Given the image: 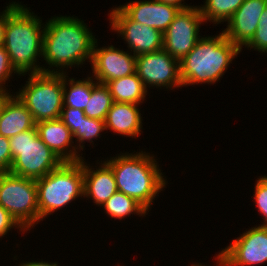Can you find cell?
<instances>
[{
    "label": "cell",
    "instance_id": "5b68a950",
    "mask_svg": "<svg viewBox=\"0 0 267 266\" xmlns=\"http://www.w3.org/2000/svg\"><path fill=\"white\" fill-rule=\"evenodd\" d=\"M35 182L40 222L77 197L84 196L83 159L77 162H63Z\"/></svg>",
    "mask_w": 267,
    "mask_h": 266
},
{
    "label": "cell",
    "instance_id": "d590c367",
    "mask_svg": "<svg viewBox=\"0 0 267 266\" xmlns=\"http://www.w3.org/2000/svg\"><path fill=\"white\" fill-rule=\"evenodd\" d=\"M215 258L217 259L216 266H226L225 262L218 255H216ZM191 266H205V265H202L201 263H198V264L195 263V264H191Z\"/></svg>",
    "mask_w": 267,
    "mask_h": 266
},
{
    "label": "cell",
    "instance_id": "d4e9b609",
    "mask_svg": "<svg viewBox=\"0 0 267 266\" xmlns=\"http://www.w3.org/2000/svg\"><path fill=\"white\" fill-rule=\"evenodd\" d=\"M104 130H106L104 120L89 118L86 116L80 123L79 129L73 134V138L75 137L77 139L76 144H79L78 146H76L77 151L78 149L83 151L85 147L83 144L85 143V141L93 143L94 138L96 140L98 139V137L100 138V133Z\"/></svg>",
    "mask_w": 267,
    "mask_h": 266
},
{
    "label": "cell",
    "instance_id": "7402d4cb",
    "mask_svg": "<svg viewBox=\"0 0 267 266\" xmlns=\"http://www.w3.org/2000/svg\"><path fill=\"white\" fill-rule=\"evenodd\" d=\"M113 102L108 87L105 84L95 82V79L93 81L91 76V97L84 109L85 115L89 118L105 120Z\"/></svg>",
    "mask_w": 267,
    "mask_h": 266
},
{
    "label": "cell",
    "instance_id": "5bb4252c",
    "mask_svg": "<svg viewBox=\"0 0 267 266\" xmlns=\"http://www.w3.org/2000/svg\"><path fill=\"white\" fill-rule=\"evenodd\" d=\"M266 6L267 0H245L227 21V28L222 30L225 37L240 49L246 46L255 35Z\"/></svg>",
    "mask_w": 267,
    "mask_h": 266
},
{
    "label": "cell",
    "instance_id": "f1b7e54d",
    "mask_svg": "<svg viewBox=\"0 0 267 266\" xmlns=\"http://www.w3.org/2000/svg\"><path fill=\"white\" fill-rule=\"evenodd\" d=\"M18 74L21 76L15 68L12 66L9 55L4 48V46L0 47V91H8L6 90V87L4 84H6V81L9 80L10 76H12V73Z\"/></svg>",
    "mask_w": 267,
    "mask_h": 266
},
{
    "label": "cell",
    "instance_id": "277c9868",
    "mask_svg": "<svg viewBox=\"0 0 267 266\" xmlns=\"http://www.w3.org/2000/svg\"><path fill=\"white\" fill-rule=\"evenodd\" d=\"M240 51L242 50L237 45L225 37L223 31L215 37H201L194 48L180 60L182 85L217 82Z\"/></svg>",
    "mask_w": 267,
    "mask_h": 266
},
{
    "label": "cell",
    "instance_id": "cb8c5ba5",
    "mask_svg": "<svg viewBox=\"0 0 267 266\" xmlns=\"http://www.w3.org/2000/svg\"><path fill=\"white\" fill-rule=\"evenodd\" d=\"M201 10L202 17L207 23L219 24L228 21L245 0H205Z\"/></svg>",
    "mask_w": 267,
    "mask_h": 266
},
{
    "label": "cell",
    "instance_id": "3957f363",
    "mask_svg": "<svg viewBox=\"0 0 267 266\" xmlns=\"http://www.w3.org/2000/svg\"><path fill=\"white\" fill-rule=\"evenodd\" d=\"M106 162L112 167L117 190L134 198L147 211L167 184L152 154L143 151L122 153Z\"/></svg>",
    "mask_w": 267,
    "mask_h": 266
},
{
    "label": "cell",
    "instance_id": "6da1fadb",
    "mask_svg": "<svg viewBox=\"0 0 267 266\" xmlns=\"http://www.w3.org/2000/svg\"><path fill=\"white\" fill-rule=\"evenodd\" d=\"M44 25L42 57L49 68H57L44 69V73H66L65 67H79L86 59L91 63L96 38L83 20L56 16Z\"/></svg>",
    "mask_w": 267,
    "mask_h": 266
},
{
    "label": "cell",
    "instance_id": "7c38bea8",
    "mask_svg": "<svg viewBox=\"0 0 267 266\" xmlns=\"http://www.w3.org/2000/svg\"><path fill=\"white\" fill-rule=\"evenodd\" d=\"M226 266H254L267 262V227H253L217 254Z\"/></svg>",
    "mask_w": 267,
    "mask_h": 266
},
{
    "label": "cell",
    "instance_id": "83f0119b",
    "mask_svg": "<svg viewBox=\"0 0 267 266\" xmlns=\"http://www.w3.org/2000/svg\"><path fill=\"white\" fill-rule=\"evenodd\" d=\"M86 117L84 111L63 106L60 119L74 134L80 127V123Z\"/></svg>",
    "mask_w": 267,
    "mask_h": 266
},
{
    "label": "cell",
    "instance_id": "44dd1931",
    "mask_svg": "<svg viewBox=\"0 0 267 266\" xmlns=\"http://www.w3.org/2000/svg\"><path fill=\"white\" fill-rule=\"evenodd\" d=\"M66 77L67 74L63 73V106L84 111L91 97V77L77 81L74 78L68 80Z\"/></svg>",
    "mask_w": 267,
    "mask_h": 266
},
{
    "label": "cell",
    "instance_id": "ac0fdd59",
    "mask_svg": "<svg viewBox=\"0 0 267 266\" xmlns=\"http://www.w3.org/2000/svg\"><path fill=\"white\" fill-rule=\"evenodd\" d=\"M140 112L137 104L113 102L104 120L106 130L126 137H139L142 129Z\"/></svg>",
    "mask_w": 267,
    "mask_h": 266
},
{
    "label": "cell",
    "instance_id": "836d02e7",
    "mask_svg": "<svg viewBox=\"0 0 267 266\" xmlns=\"http://www.w3.org/2000/svg\"><path fill=\"white\" fill-rule=\"evenodd\" d=\"M19 266H59L58 265V263H56V262H50V263H48V262H45V261H29V262H27V263H23V264H21V265H19Z\"/></svg>",
    "mask_w": 267,
    "mask_h": 266
},
{
    "label": "cell",
    "instance_id": "52a82bcc",
    "mask_svg": "<svg viewBox=\"0 0 267 266\" xmlns=\"http://www.w3.org/2000/svg\"><path fill=\"white\" fill-rule=\"evenodd\" d=\"M15 93L35 123L58 119L63 108V73H30L25 86Z\"/></svg>",
    "mask_w": 267,
    "mask_h": 266
},
{
    "label": "cell",
    "instance_id": "e575fe53",
    "mask_svg": "<svg viewBox=\"0 0 267 266\" xmlns=\"http://www.w3.org/2000/svg\"><path fill=\"white\" fill-rule=\"evenodd\" d=\"M10 92L9 91H0V110L5 102V100L10 96Z\"/></svg>",
    "mask_w": 267,
    "mask_h": 266
},
{
    "label": "cell",
    "instance_id": "d6a6232c",
    "mask_svg": "<svg viewBox=\"0 0 267 266\" xmlns=\"http://www.w3.org/2000/svg\"><path fill=\"white\" fill-rule=\"evenodd\" d=\"M158 1L169 4V5L176 6L180 10L187 9V8L191 7L187 4L185 5L184 0H158Z\"/></svg>",
    "mask_w": 267,
    "mask_h": 266
},
{
    "label": "cell",
    "instance_id": "603a6c76",
    "mask_svg": "<svg viewBox=\"0 0 267 266\" xmlns=\"http://www.w3.org/2000/svg\"><path fill=\"white\" fill-rule=\"evenodd\" d=\"M105 213L111 218L124 219L131 214L145 216L147 210L139 204L134 198L125 195L122 192H115L103 205Z\"/></svg>",
    "mask_w": 267,
    "mask_h": 266
},
{
    "label": "cell",
    "instance_id": "7a4b0ae2",
    "mask_svg": "<svg viewBox=\"0 0 267 266\" xmlns=\"http://www.w3.org/2000/svg\"><path fill=\"white\" fill-rule=\"evenodd\" d=\"M40 19L25 5L11 2L7 6L3 46L12 66L23 76L27 72L40 73L45 69L37 65L38 57H42L45 28Z\"/></svg>",
    "mask_w": 267,
    "mask_h": 266
},
{
    "label": "cell",
    "instance_id": "2e32d148",
    "mask_svg": "<svg viewBox=\"0 0 267 266\" xmlns=\"http://www.w3.org/2000/svg\"><path fill=\"white\" fill-rule=\"evenodd\" d=\"M36 129L41 140L63 162H77L83 159L76 150L77 145L72 146L73 134L60 118L38 122Z\"/></svg>",
    "mask_w": 267,
    "mask_h": 266
},
{
    "label": "cell",
    "instance_id": "1f68e13d",
    "mask_svg": "<svg viewBox=\"0 0 267 266\" xmlns=\"http://www.w3.org/2000/svg\"><path fill=\"white\" fill-rule=\"evenodd\" d=\"M6 22H7V7L0 14V47L3 46V42H4V33H5Z\"/></svg>",
    "mask_w": 267,
    "mask_h": 266
},
{
    "label": "cell",
    "instance_id": "ba28073f",
    "mask_svg": "<svg viewBox=\"0 0 267 266\" xmlns=\"http://www.w3.org/2000/svg\"><path fill=\"white\" fill-rule=\"evenodd\" d=\"M0 205L25 231H30L39 222L35 179L0 173Z\"/></svg>",
    "mask_w": 267,
    "mask_h": 266
},
{
    "label": "cell",
    "instance_id": "484cf974",
    "mask_svg": "<svg viewBox=\"0 0 267 266\" xmlns=\"http://www.w3.org/2000/svg\"><path fill=\"white\" fill-rule=\"evenodd\" d=\"M246 47L248 49L250 47V50L253 48L261 53H267V6L260 16L255 35L245 48Z\"/></svg>",
    "mask_w": 267,
    "mask_h": 266
},
{
    "label": "cell",
    "instance_id": "d6986e66",
    "mask_svg": "<svg viewBox=\"0 0 267 266\" xmlns=\"http://www.w3.org/2000/svg\"><path fill=\"white\" fill-rule=\"evenodd\" d=\"M35 126L31 112L17 96L11 94L0 110V135L10 138Z\"/></svg>",
    "mask_w": 267,
    "mask_h": 266
},
{
    "label": "cell",
    "instance_id": "4316f807",
    "mask_svg": "<svg viewBox=\"0 0 267 266\" xmlns=\"http://www.w3.org/2000/svg\"><path fill=\"white\" fill-rule=\"evenodd\" d=\"M254 202L258 207V211L264 217L263 224L259 225L261 227H267V176H261L258 178L255 184V192L253 194Z\"/></svg>",
    "mask_w": 267,
    "mask_h": 266
},
{
    "label": "cell",
    "instance_id": "ffe728a7",
    "mask_svg": "<svg viewBox=\"0 0 267 266\" xmlns=\"http://www.w3.org/2000/svg\"><path fill=\"white\" fill-rule=\"evenodd\" d=\"M105 85L108 87L114 102L139 105L143 103L148 92L136 72L129 76L111 80Z\"/></svg>",
    "mask_w": 267,
    "mask_h": 266
},
{
    "label": "cell",
    "instance_id": "4dcf8cb0",
    "mask_svg": "<svg viewBox=\"0 0 267 266\" xmlns=\"http://www.w3.org/2000/svg\"><path fill=\"white\" fill-rule=\"evenodd\" d=\"M13 227L19 229V231L23 233L25 232L11 214L0 205V238L4 237Z\"/></svg>",
    "mask_w": 267,
    "mask_h": 266
},
{
    "label": "cell",
    "instance_id": "8fae6325",
    "mask_svg": "<svg viewBox=\"0 0 267 266\" xmlns=\"http://www.w3.org/2000/svg\"><path fill=\"white\" fill-rule=\"evenodd\" d=\"M110 26L128 44L127 47L138 56L163 49V33L155 28L131 20L119 7L112 9Z\"/></svg>",
    "mask_w": 267,
    "mask_h": 266
},
{
    "label": "cell",
    "instance_id": "f546056e",
    "mask_svg": "<svg viewBox=\"0 0 267 266\" xmlns=\"http://www.w3.org/2000/svg\"><path fill=\"white\" fill-rule=\"evenodd\" d=\"M12 162L9 138L0 135V173L9 172Z\"/></svg>",
    "mask_w": 267,
    "mask_h": 266
},
{
    "label": "cell",
    "instance_id": "9a60e30c",
    "mask_svg": "<svg viewBox=\"0 0 267 266\" xmlns=\"http://www.w3.org/2000/svg\"><path fill=\"white\" fill-rule=\"evenodd\" d=\"M131 20L155 28L162 33L174 20L179 8L158 0L131 1L118 6Z\"/></svg>",
    "mask_w": 267,
    "mask_h": 266
},
{
    "label": "cell",
    "instance_id": "9c48e42d",
    "mask_svg": "<svg viewBox=\"0 0 267 266\" xmlns=\"http://www.w3.org/2000/svg\"><path fill=\"white\" fill-rule=\"evenodd\" d=\"M203 22L199 6L179 10L163 32V49L176 60H182L200 39L199 29Z\"/></svg>",
    "mask_w": 267,
    "mask_h": 266
},
{
    "label": "cell",
    "instance_id": "8992f818",
    "mask_svg": "<svg viewBox=\"0 0 267 266\" xmlns=\"http://www.w3.org/2000/svg\"><path fill=\"white\" fill-rule=\"evenodd\" d=\"M12 165L10 173L26 178L44 177L63 161L41 140L36 126L9 138Z\"/></svg>",
    "mask_w": 267,
    "mask_h": 266
},
{
    "label": "cell",
    "instance_id": "30bf717a",
    "mask_svg": "<svg viewBox=\"0 0 267 266\" xmlns=\"http://www.w3.org/2000/svg\"><path fill=\"white\" fill-rule=\"evenodd\" d=\"M138 77L147 86L182 87L180 77V61L173 58L164 49L136 56V71Z\"/></svg>",
    "mask_w": 267,
    "mask_h": 266
},
{
    "label": "cell",
    "instance_id": "4fadbf2b",
    "mask_svg": "<svg viewBox=\"0 0 267 266\" xmlns=\"http://www.w3.org/2000/svg\"><path fill=\"white\" fill-rule=\"evenodd\" d=\"M93 79L98 83L107 82L132 75L136 71V56L132 52H125L110 45L98 47L97 39L93 46L92 53Z\"/></svg>",
    "mask_w": 267,
    "mask_h": 266
},
{
    "label": "cell",
    "instance_id": "e0dca14e",
    "mask_svg": "<svg viewBox=\"0 0 267 266\" xmlns=\"http://www.w3.org/2000/svg\"><path fill=\"white\" fill-rule=\"evenodd\" d=\"M100 164L96 170H93L95 168H90L92 166H88L83 160V197L91 198L96 205L102 207L118 190L112 167L106 161Z\"/></svg>",
    "mask_w": 267,
    "mask_h": 266
}]
</instances>
